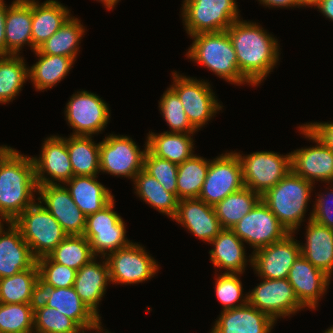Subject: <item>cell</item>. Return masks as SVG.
Listing matches in <instances>:
<instances>
[{"label":"cell","mask_w":333,"mask_h":333,"mask_svg":"<svg viewBox=\"0 0 333 333\" xmlns=\"http://www.w3.org/2000/svg\"><path fill=\"white\" fill-rule=\"evenodd\" d=\"M316 7L326 18L333 21V0H320Z\"/></svg>","instance_id":"f5cc1de1"},{"label":"cell","mask_w":333,"mask_h":333,"mask_svg":"<svg viewBox=\"0 0 333 333\" xmlns=\"http://www.w3.org/2000/svg\"><path fill=\"white\" fill-rule=\"evenodd\" d=\"M31 158L37 186L57 182L64 184L74 176L67 150V137L52 135L46 138L40 156Z\"/></svg>","instance_id":"e0dca14e"},{"label":"cell","mask_w":333,"mask_h":333,"mask_svg":"<svg viewBox=\"0 0 333 333\" xmlns=\"http://www.w3.org/2000/svg\"><path fill=\"white\" fill-rule=\"evenodd\" d=\"M143 170L158 180L167 192L177 196V164L159 158L147 149L144 156Z\"/></svg>","instance_id":"f6af8a7d"},{"label":"cell","mask_w":333,"mask_h":333,"mask_svg":"<svg viewBox=\"0 0 333 333\" xmlns=\"http://www.w3.org/2000/svg\"><path fill=\"white\" fill-rule=\"evenodd\" d=\"M209 244L214 246L209 251L210 260L214 267L227 270L224 273L243 274L248 261L252 266V257L247 260L244 242L231 229H222Z\"/></svg>","instance_id":"4316f807"},{"label":"cell","mask_w":333,"mask_h":333,"mask_svg":"<svg viewBox=\"0 0 333 333\" xmlns=\"http://www.w3.org/2000/svg\"><path fill=\"white\" fill-rule=\"evenodd\" d=\"M261 200V195L251 189H243L228 195L214 206L222 229H231Z\"/></svg>","instance_id":"d590c367"},{"label":"cell","mask_w":333,"mask_h":333,"mask_svg":"<svg viewBox=\"0 0 333 333\" xmlns=\"http://www.w3.org/2000/svg\"><path fill=\"white\" fill-rule=\"evenodd\" d=\"M34 304L0 303V333H34Z\"/></svg>","instance_id":"ab89813d"},{"label":"cell","mask_w":333,"mask_h":333,"mask_svg":"<svg viewBox=\"0 0 333 333\" xmlns=\"http://www.w3.org/2000/svg\"><path fill=\"white\" fill-rule=\"evenodd\" d=\"M38 61L28 67L29 79L37 91H44L56 86L64 79L76 61L62 55H48L34 51Z\"/></svg>","instance_id":"1f68e13d"},{"label":"cell","mask_w":333,"mask_h":333,"mask_svg":"<svg viewBox=\"0 0 333 333\" xmlns=\"http://www.w3.org/2000/svg\"><path fill=\"white\" fill-rule=\"evenodd\" d=\"M202 241L210 243L222 230L214 206L198 198L178 201L176 216L173 218Z\"/></svg>","instance_id":"ffe728a7"},{"label":"cell","mask_w":333,"mask_h":333,"mask_svg":"<svg viewBox=\"0 0 333 333\" xmlns=\"http://www.w3.org/2000/svg\"><path fill=\"white\" fill-rule=\"evenodd\" d=\"M231 230L249 244L253 252L289 234L262 199Z\"/></svg>","instance_id":"5bb4252c"},{"label":"cell","mask_w":333,"mask_h":333,"mask_svg":"<svg viewBox=\"0 0 333 333\" xmlns=\"http://www.w3.org/2000/svg\"><path fill=\"white\" fill-rule=\"evenodd\" d=\"M159 109L164 120L174 133H195L197 130L189 122L178 95L169 87L159 101Z\"/></svg>","instance_id":"b9f144b4"},{"label":"cell","mask_w":333,"mask_h":333,"mask_svg":"<svg viewBox=\"0 0 333 333\" xmlns=\"http://www.w3.org/2000/svg\"><path fill=\"white\" fill-rule=\"evenodd\" d=\"M71 16L70 9L56 0H32V51L50 38Z\"/></svg>","instance_id":"f1b7e54d"},{"label":"cell","mask_w":333,"mask_h":333,"mask_svg":"<svg viewBox=\"0 0 333 333\" xmlns=\"http://www.w3.org/2000/svg\"><path fill=\"white\" fill-rule=\"evenodd\" d=\"M135 193L138 197L157 210L173 219L176 216L179 199L144 170L134 178Z\"/></svg>","instance_id":"d6a6232c"},{"label":"cell","mask_w":333,"mask_h":333,"mask_svg":"<svg viewBox=\"0 0 333 333\" xmlns=\"http://www.w3.org/2000/svg\"><path fill=\"white\" fill-rule=\"evenodd\" d=\"M37 200L60 223L67 235H83L86 216L76 206L66 186L60 183L37 186Z\"/></svg>","instance_id":"ac0fdd59"},{"label":"cell","mask_w":333,"mask_h":333,"mask_svg":"<svg viewBox=\"0 0 333 333\" xmlns=\"http://www.w3.org/2000/svg\"><path fill=\"white\" fill-rule=\"evenodd\" d=\"M101 319L96 323V324H94V325H91V326H87V327H82V328H79L76 332H74V333H85V330L87 331V330H89V331H91V330H93V331H95V332H97V333H100V331H103V327L101 326ZM82 331V332H81Z\"/></svg>","instance_id":"db71d44e"},{"label":"cell","mask_w":333,"mask_h":333,"mask_svg":"<svg viewBox=\"0 0 333 333\" xmlns=\"http://www.w3.org/2000/svg\"><path fill=\"white\" fill-rule=\"evenodd\" d=\"M7 224L5 231L0 222V279L30 269L36 263L20 229L13 222Z\"/></svg>","instance_id":"44dd1931"},{"label":"cell","mask_w":333,"mask_h":333,"mask_svg":"<svg viewBox=\"0 0 333 333\" xmlns=\"http://www.w3.org/2000/svg\"><path fill=\"white\" fill-rule=\"evenodd\" d=\"M19 55H0V104L13 101L29 79L28 67Z\"/></svg>","instance_id":"8d00e7d4"},{"label":"cell","mask_w":333,"mask_h":333,"mask_svg":"<svg viewBox=\"0 0 333 333\" xmlns=\"http://www.w3.org/2000/svg\"><path fill=\"white\" fill-rule=\"evenodd\" d=\"M182 19L189 36L226 31L240 19L236 0H184Z\"/></svg>","instance_id":"8992f818"},{"label":"cell","mask_w":333,"mask_h":333,"mask_svg":"<svg viewBox=\"0 0 333 333\" xmlns=\"http://www.w3.org/2000/svg\"><path fill=\"white\" fill-rule=\"evenodd\" d=\"M10 148V146H0V157Z\"/></svg>","instance_id":"6f0895ef"},{"label":"cell","mask_w":333,"mask_h":333,"mask_svg":"<svg viewBox=\"0 0 333 333\" xmlns=\"http://www.w3.org/2000/svg\"><path fill=\"white\" fill-rule=\"evenodd\" d=\"M298 1V4H299V6H301V7H306V6H308V7H315L317 4H318V2L320 1V0H297Z\"/></svg>","instance_id":"11a10c76"},{"label":"cell","mask_w":333,"mask_h":333,"mask_svg":"<svg viewBox=\"0 0 333 333\" xmlns=\"http://www.w3.org/2000/svg\"><path fill=\"white\" fill-rule=\"evenodd\" d=\"M144 145V150L141 151L130 136H106L100 142V172L127 177L134 181L135 176L143 170L147 139Z\"/></svg>","instance_id":"9c48e42d"},{"label":"cell","mask_w":333,"mask_h":333,"mask_svg":"<svg viewBox=\"0 0 333 333\" xmlns=\"http://www.w3.org/2000/svg\"><path fill=\"white\" fill-rule=\"evenodd\" d=\"M97 178L98 176H73L64 183L76 206L86 217L101 211L114 199L111 191L98 182Z\"/></svg>","instance_id":"83f0119b"},{"label":"cell","mask_w":333,"mask_h":333,"mask_svg":"<svg viewBox=\"0 0 333 333\" xmlns=\"http://www.w3.org/2000/svg\"><path fill=\"white\" fill-rule=\"evenodd\" d=\"M39 270L37 263L30 269L0 279V303L34 304L39 294Z\"/></svg>","instance_id":"4dcf8cb0"},{"label":"cell","mask_w":333,"mask_h":333,"mask_svg":"<svg viewBox=\"0 0 333 333\" xmlns=\"http://www.w3.org/2000/svg\"><path fill=\"white\" fill-rule=\"evenodd\" d=\"M324 146L333 150V122L303 124Z\"/></svg>","instance_id":"681fc988"},{"label":"cell","mask_w":333,"mask_h":333,"mask_svg":"<svg viewBox=\"0 0 333 333\" xmlns=\"http://www.w3.org/2000/svg\"><path fill=\"white\" fill-rule=\"evenodd\" d=\"M248 303L270 316L275 322L277 318L290 317L305 309L298 301L287 278H262L261 283L248 292Z\"/></svg>","instance_id":"4fadbf2b"},{"label":"cell","mask_w":333,"mask_h":333,"mask_svg":"<svg viewBox=\"0 0 333 333\" xmlns=\"http://www.w3.org/2000/svg\"><path fill=\"white\" fill-rule=\"evenodd\" d=\"M85 28L78 18L72 15L65 21L59 30L41 44L36 51L41 54L62 55L76 60Z\"/></svg>","instance_id":"e575fe53"},{"label":"cell","mask_w":333,"mask_h":333,"mask_svg":"<svg viewBox=\"0 0 333 333\" xmlns=\"http://www.w3.org/2000/svg\"><path fill=\"white\" fill-rule=\"evenodd\" d=\"M7 13V4L0 0V55H6L5 43V18Z\"/></svg>","instance_id":"f907efd6"},{"label":"cell","mask_w":333,"mask_h":333,"mask_svg":"<svg viewBox=\"0 0 333 333\" xmlns=\"http://www.w3.org/2000/svg\"><path fill=\"white\" fill-rule=\"evenodd\" d=\"M115 199H113L101 211L86 217V227L83 236L88 240L98 231L113 230L122 221L123 218L114 211Z\"/></svg>","instance_id":"7dc6e473"},{"label":"cell","mask_w":333,"mask_h":333,"mask_svg":"<svg viewBox=\"0 0 333 333\" xmlns=\"http://www.w3.org/2000/svg\"><path fill=\"white\" fill-rule=\"evenodd\" d=\"M34 163L31 157L9 148L0 157V222H13L36 200Z\"/></svg>","instance_id":"7a4b0ae2"},{"label":"cell","mask_w":333,"mask_h":333,"mask_svg":"<svg viewBox=\"0 0 333 333\" xmlns=\"http://www.w3.org/2000/svg\"><path fill=\"white\" fill-rule=\"evenodd\" d=\"M226 31L233 44L240 73L252 86L261 84L279 61L277 39L258 23L243 19L235 20Z\"/></svg>","instance_id":"6da1fadb"},{"label":"cell","mask_w":333,"mask_h":333,"mask_svg":"<svg viewBox=\"0 0 333 333\" xmlns=\"http://www.w3.org/2000/svg\"><path fill=\"white\" fill-rule=\"evenodd\" d=\"M39 287L69 288L74 285L76 270L54 262L49 256L36 260Z\"/></svg>","instance_id":"ee69618b"},{"label":"cell","mask_w":333,"mask_h":333,"mask_svg":"<svg viewBox=\"0 0 333 333\" xmlns=\"http://www.w3.org/2000/svg\"><path fill=\"white\" fill-rule=\"evenodd\" d=\"M239 275L242 274L221 273L215 279V294L222 304V311L238 308L248 303V293L246 295L242 293L244 289Z\"/></svg>","instance_id":"7bdbcfd3"},{"label":"cell","mask_w":333,"mask_h":333,"mask_svg":"<svg viewBox=\"0 0 333 333\" xmlns=\"http://www.w3.org/2000/svg\"><path fill=\"white\" fill-rule=\"evenodd\" d=\"M210 333H270L275 321L249 303L221 311Z\"/></svg>","instance_id":"7402d4cb"},{"label":"cell","mask_w":333,"mask_h":333,"mask_svg":"<svg viewBox=\"0 0 333 333\" xmlns=\"http://www.w3.org/2000/svg\"><path fill=\"white\" fill-rule=\"evenodd\" d=\"M96 256L76 271L73 288L80 299L101 319L98 312L99 302L110 283L109 267L105 257L96 263Z\"/></svg>","instance_id":"603a6c76"},{"label":"cell","mask_w":333,"mask_h":333,"mask_svg":"<svg viewBox=\"0 0 333 333\" xmlns=\"http://www.w3.org/2000/svg\"><path fill=\"white\" fill-rule=\"evenodd\" d=\"M125 222L122 221L115 229L96 232L90 239L94 256L106 257L108 254L125 248L132 242L126 237Z\"/></svg>","instance_id":"bcb514c9"},{"label":"cell","mask_w":333,"mask_h":333,"mask_svg":"<svg viewBox=\"0 0 333 333\" xmlns=\"http://www.w3.org/2000/svg\"><path fill=\"white\" fill-rule=\"evenodd\" d=\"M13 223L20 229L36 260L48 256L68 236L40 202L26 208Z\"/></svg>","instance_id":"5b68a950"},{"label":"cell","mask_w":333,"mask_h":333,"mask_svg":"<svg viewBox=\"0 0 333 333\" xmlns=\"http://www.w3.org/2000/svg\"><path fill=\"white\" fill-rule=\"evenodd\" d=\"M194 133L166 132L147 134V149L155 156L177 165L190 158L194 151Z\"/></svg>","instance_id":"f546056e"},{"label":"cell","mask_w":333,"mask_h":333,"mask_svg":"<svg viewBox=\"0 0 333 333\" xmlns=\"http://www.w3.org/2000/svg\"><path fill=\"white\" fill-rule=\"evenodd\" d=\"M193 42L186 56L207 67L219 78L231 84L250 82L240 73L236 53L227 31L199 33L190 36Z\"/></svg>","instance_id":"3957f363"},{"label":"cell","mask_w":333,"mask_h":333,"mask_svg":"<svg viewBox=\"0 0 333 333\" xmlns=\"http://www.w3.org/2000/svg\"><path fill=\"white\" fill-rule=\"evenodd\" d=\"M313 184L292 170L262 196V201L289 233H295L304 221Z\"/></svg>","instance_id":"277c9868"},{"label":"cell","mask_w":333,"mask_h":333,"mask_svg":"<svg viewBox=\"0 0 333 333\" xmlns=\"http://www.w3.org/2000/svg\"><path fill=\"white\" fill-rule=\"evenodd\" d=\"M329 190L327 194L321 193L316 197L318 199H315L316 201L314 202L312 220L320 225L333 229V188L330 187ZM327 197L330 198L328 199ZM330 199H332V201Z\"/></svg>","instance_id":"c3c4849f"},{"label":"cell","mask_w":333,"mask_h":333,"mask_svg":"<svg viewBox=\"0 0 333 333\" xmlns=\"http://www.w3.org/2000/svg\"><path fill=\"white\" fill-rule=\"evenodd\" d=\"M107 103L86 90L74 93L65 108V117L72 127V135L92 136L101 133L107 126L110 109Z\"/></svg>","instance_id":"7c38bea8"},{"label":"cell","mask_w":333,"mask_h":333,"mask_svg":"<svg viewBox=\"0 0 333 333\" xmlns=\"http://www.w3.org/2000/svg\"><path fill=\"white\" fill-rule=\"evenodd\" d=\"M111 283L137 284L152 279L158 272L159 265L152 256L138 243H131L125 248L108 254Z\"/></svg>","instance_id":"8fae6325"},{"label":"cell","mask_w":333,"mask_h":333,"mask_svg":"<svg viewBox=\"0 0 333 333\" xmlns=\"http://www.w3.org/2000/svg\"><path fill=\"white\" fill-rule=\"evenodd\" d=\"M38 298L48 307L73 319L81 328L96 324L100 318L80 299L75 289L39 287Z\"/></svg>","instance_id":"cb8c5ba5"},{"label":"cell","mask_w":333,"mask_h":333,"mask_svg":"<svg viewBox=\"0 0 333 333\" xmlns=\"http://www.w3.org/2000/svg\"><path fill=\"white\" fill-rule=\"evenodd\" d=\"M263 6L266 7H300L297 0H258Z\"/></svg>","instance_id":"816d5d0a"},{"label":"cell","mask_w":333,"mask_h":333,"mask_svg":"<svg viewBox=\"0 0 333 333\" xmlns=\"http://www.w3.org/2000/svg\"><path fill=\"white\" fill-rule=\"evenodd\" d=\"M67 150L74 176H97L100 173V142L96 144L92 136H69Z\"/></svg>","instance_id":"836d02e7"},{"label":"cell","mask_w":333,"mask_h":333,"mask_svg":"<svg viewBox=\"0 0 333 333\" xmlns=\"http://www.w3.org/2000/svg\"><path fill=\"white\" fill-rule=\"evenodd\" d=\"M33 318L34 333H74L81 328L73 319L46 306L39 298L34 303Z\"/></svg>","instance_id":"60d3db41"},{"label":"cell","mask_w":333,"mask_h":333,"mask_svg":"<svg viewBox=\"0 0 333 333\" xmlns=\"http://www.w3.org/2000/svg\"><path fill=\"white\" fill-rule=\"evenodd\" d=\"M324 333H333V325L329 327Z\"/></svg>","instance_id":"680465c9"},{"label":"cell","mask_w":333,"mask_h":333,"mask_svg":"<svg viewBox=\"0 0 333 333\" xmlns=\"http://www.w3.org/2000/svg\"><path fill=\"white\" fill-rule=\"evenodd\" d=\"M306 226V243L300 244L301 254L329 277L333 274V229L312 220V212Z\"/></svg>","instance_id":"484cf974"},{"label":"cell","mask_w":333,"mask_h":333,"mask_svg":"<svg viewBox=\"0 0 333 333\" xmlns=\"http://www.w3.org/2000/svg\"><path fill=\"white\" fill-rule=\"evenodd\" d=\"M171 73L173 84L170 88L178 95L189 122L198 131L223 106L205 80L179 75L176 71Z\"/></svg>","instance_id":"52a82bcc"},{"label":"cell","mask_w":333,"mask_h":333,"mask_svg":"<svg viewBox=\"0 0 333 333\" xmlns=\"http://www.w3.org/2000/svg\"><path fill=\"white\" fill-rule=\"evenodd\" d=\"M235 153L241 162L245 187L261 196L291 171V153L257 151L245 156Z\"/></svg>","instance_id":"ba28073f"},{"label":"cell","mask_w":333,"mask_h":333,"mask_svg":"<svg viewBox=\"0 0 333 333\" xmlns=\"http://www.w3.org/2000/svg\"><path fill=\"white\" fill-rule=\"evenodd\" d=\"M289 233L283 239L252 252V268L258 277L286 279L292 264L301 254L300 241Z\"/></svg>","instance_id":"2e32d148"},{"label":"cell","mask_w":333,"mask_h":333,"mask_svg":"<svg viewBox=\"0 0 333 333\" xmlns=\"http://www.w3.org/2000/svg\"><path fill=\"white\" fill-rule=\"evenodd\" d=\"M287 279L298 301L304 307L316 310L318 301L327 292L331 277L300 254L292 264Z\"/></svg>","instance_id":"d6986e66"},{"label":"cell","mask_w":333,"mask_h":333,"mask_svg":"<svg viewBox=\"0 0 333 333\" xmlns=\"http://www.w3.org/2000/svg\"><path fill=\"white\" fill-rule=\"evenodd\" d=\"M32 0H14L5 18L6 55H20L24 45L32 50Z\"/></svg>","instance_id":"d4e9b609"},{"label":"cell","mask_w":333,"mask_h":333,"mask_svg":"<svg viewBox=\"0 0 333 333\" xmlns=\"http://www.w3.org/2000/svg\"><path fill=\"white\" fill-rule=\"evenodd\" d=\"M210 160L193 154L190 158L178 165L177 171V198H198L205 181Z\"/></svg>","instance_id":"74e56055"},{"label":"cell","mask_w":333,"mask_h":333,"mask_svg":"<svg viewBox=\"0 0 333 333\" xmlns=\"http://www.w3.org/2000/svg\"><path fill=\"white\" fill-rule=\"evenodd\" d=\"M245 187L242 166L234 152L210 160L209 169L198 199L215 206L228 195Z\"/></svg>","instance_id":"30bf717a"},{"label":"cell","mask_w":333,"mask_h":333,"mask_svg":"<svg viewBox=\"0 0 333 333\" xmlns=\"http://www.w3.org/2000/svg\"><path fill=\"white\" fill-rule=\"evenodd\" d=\"M97 1H101L104 5V7L107 8V10H110L116 6V4L120 1V0H97Z\"/></svg>","instance_id":"9f6ffc18"},{"label":"cell","mask_w":333,"mask_h":333,"mask_svg":"<svg viewBox=\"0 0 333 333\" xmlns=\"http://www.w3.org/2000/svg\"><path fill=\"white\" fill-rule=\"evenodd\" d=\"M48 256L76 271L95 257L89 240L83 235H68Z\"/></svg>","instance_id":"f35d334b"},{"label":"cell","mask_w":333,"mask_h":333,"mask_svg":"<svg viewBox=\"0 0 333 333\" xmlns=\"http://www.w3.org/2000/svg\"><path fill=\"white\" fill-rule=\"evenodd\" d=\"M299 131L315 146L294 150L291 152V170L300 177L310 181L333 182V150L324 146L304 125Z\"/></svg>","instance_id":"9a60e30c"}]
</instances>
